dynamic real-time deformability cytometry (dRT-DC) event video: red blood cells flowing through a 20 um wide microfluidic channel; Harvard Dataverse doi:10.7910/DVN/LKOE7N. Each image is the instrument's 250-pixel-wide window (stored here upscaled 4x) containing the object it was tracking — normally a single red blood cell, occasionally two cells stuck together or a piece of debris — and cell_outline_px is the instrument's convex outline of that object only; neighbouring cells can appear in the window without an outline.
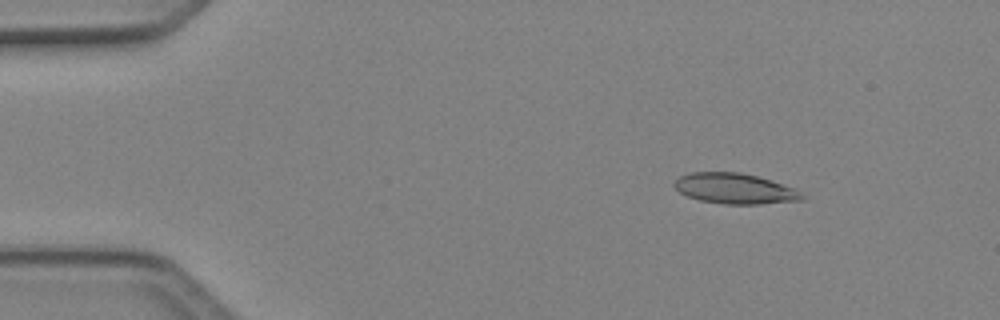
{"species": "Egyptian fruit bat (a non-hibernating species)", "species_latin": "Rousettus aegyptiacus", "temperature_condition": "cold", "stored_images_in_passage": 4, "camera_frame_rate_fps": 3000, "um_per_image_px": 0.085, "animal": {"sex": "female"}, "frame": {"image": 1, "passage_image": 2, "time_ms": 0.333, "image_size_px": [1000, 320], "cell_outline_px": [[804, 200], [760, 204], [724, 204], [700, 200], [688, 196], [680, 192], [672, 184], [680, 176], [692, 172], [740, 172], [772, 180], [796, 188], [804, 196]], "centroid_in_image_um": [62.49, 16.03], "position_along_channel_um": 22.5, "area_um2": 22.72}}